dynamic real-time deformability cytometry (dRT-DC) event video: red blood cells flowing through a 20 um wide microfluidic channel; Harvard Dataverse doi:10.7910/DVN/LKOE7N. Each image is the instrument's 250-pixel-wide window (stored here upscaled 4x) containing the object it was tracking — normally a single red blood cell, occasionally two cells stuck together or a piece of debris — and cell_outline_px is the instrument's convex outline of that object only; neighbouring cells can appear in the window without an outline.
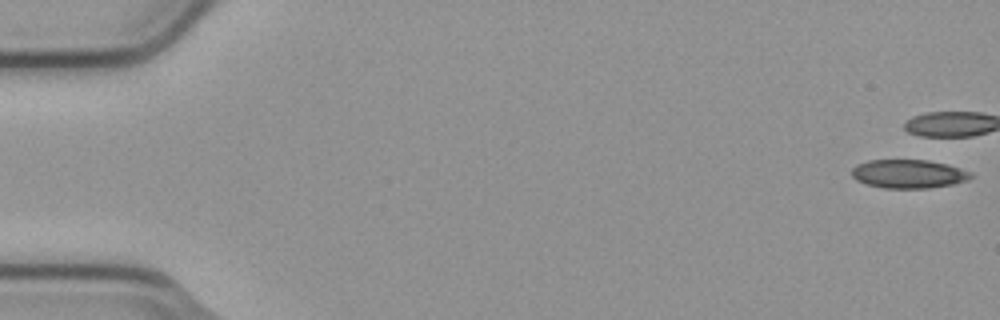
{"species": "common noctule bat (a hibernating species)", "species_latin": "Nyctalus noctula", "temperature_condition": "cold", "stored_images_in_passage": 6, "camera_frame_rate_fps": 3000, "um_per_image_px": 0.085, "animal": {"sex": "male", "body_mass_g": 23.1, "forearm_length_mm": 52.7}, "frame": {"image": 1, "passage_image": 1, "time_ms": 0.0, "image_size_px": [1000, 320], "cell_outline_px": [[976, 176], [968, 180], [952, 184], [928, 188], [884, 188], [868, 184], [856, 180], [852, 176], [852, 168], [856, 164], [868, 160], [928, 160], [948, 164], [972, 172]], "centroid_in_image_um": [77.26, 14.77], "position_along_channel_um": 7.7, "area_um2": 20.0}}